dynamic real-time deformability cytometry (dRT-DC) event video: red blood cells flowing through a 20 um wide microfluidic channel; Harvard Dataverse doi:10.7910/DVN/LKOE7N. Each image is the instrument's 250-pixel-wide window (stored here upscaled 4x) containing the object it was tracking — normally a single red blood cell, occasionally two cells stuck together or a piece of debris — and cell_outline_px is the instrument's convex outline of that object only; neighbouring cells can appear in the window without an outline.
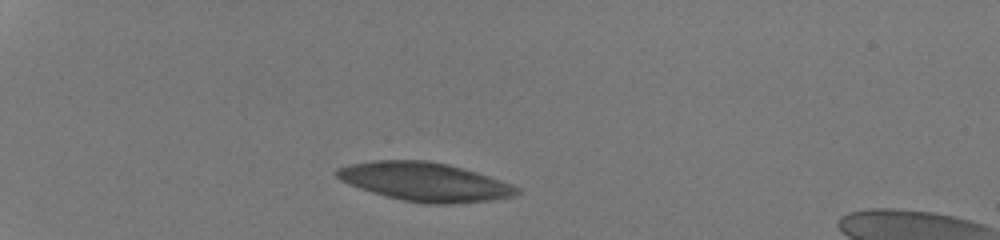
{"species": "human", "species_latin": "Homo sapiens", "temperature_condition": "room temperature", "stored_images_in_passage": 33, "camera_frame_rate_fps": 3000, "um_per_image_px": 0.085, "donor": {"sex": "male"}, "frame": {"image": 1, "passage_image": 1, "time_ms": 0.0, "image_size_px": [1000, 240], "cell_outline_px": [[520, 192], [516, 196], [488, 200], [452, 204], [424, 204], [404, 200], [388, 196], [360, 188], [340, 180], [336, 176], [336, 168], [352, 164], [376, 160], [424, 160], [448, 164], [476, 172], [500, 180], [520, 188]], "centroid_in_image_um": [36.12, 15.45], "position_along_channel_um": 48.9, "area_um2": 40.17}}
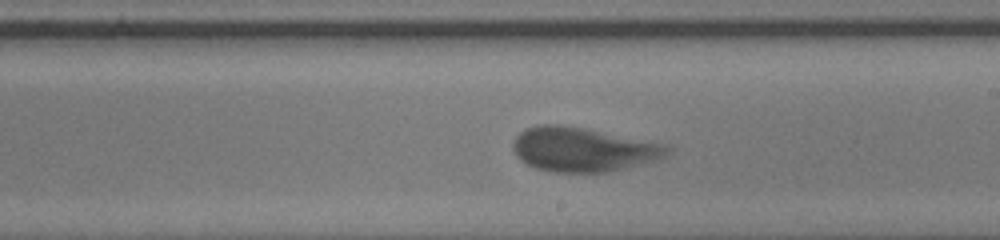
{"frame": {"image": 2, "passage_image": 19, "time_ms": 6.0, "image_size_px": [1000, 240], "cell_outline_px": [[672, 148], [664, 156], [652, 160], [608, 172], [552, 172], [536, 168], [520, 160], [516, 156], [512, 148], [512, 144], [516, 136], [520, 132], [528, 128], [540, 124], [556, 124], [584, 128], [668, 144]], "centroid_in_image_um": [49.51, 12.69], "position_along_channel_um": 239.5, "area_um2": 39.48}}
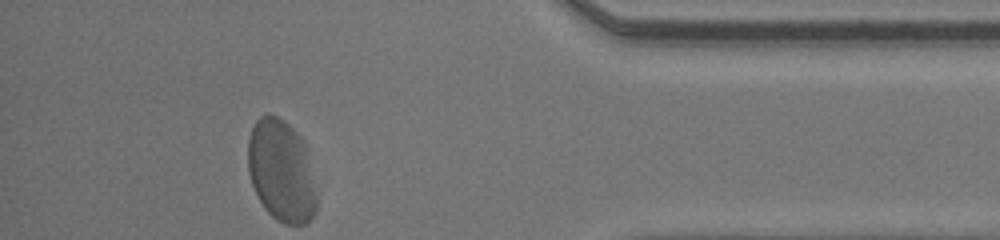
{"frame": {"image": 3, "passage_image": 33, "time_ms": 10.667, "image_size_px": [1000, 240], "cell_outline_px": [[316, 208], [312, 216], [304, 224], [284, 224], [272, 216], [264, 208], [252, 184], [248, 172], [248, 140], [252, 128], [256, 120], [260, 116], [268, 112], [284, 120], [300, 136], [304, 144], [316, 196]], "centroid_in_image_um": [23.87, 14.51], "position_along_channel_um": 411.3, "area_um2": 40.23}, "authors_computed_cell_mechanics": {"area_um2": 39.4774, "velocity_mm_per_s": 4.1664, "shape_relaxation_time_tau1_ms": 1.8561, "shape_relaxation_time_tau2_ms": null, "deformation_change_tau1": 0.1244, "deformation_change_tau2": null}}